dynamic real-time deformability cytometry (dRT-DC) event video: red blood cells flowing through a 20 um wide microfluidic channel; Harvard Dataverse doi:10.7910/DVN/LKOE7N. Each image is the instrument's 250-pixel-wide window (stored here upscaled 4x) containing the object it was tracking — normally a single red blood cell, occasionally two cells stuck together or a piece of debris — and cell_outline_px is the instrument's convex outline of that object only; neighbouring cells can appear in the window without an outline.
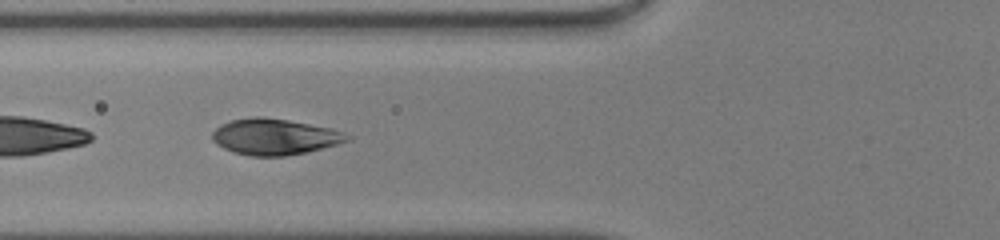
{"species": "human", "species_latin": "Homo sapiens", "temperature_condition": "warm", "stored_images_in_passage": 47, "segment_of_instrument_passage": [2, 2], "camera_frame_rate_fps": 3000, "um_per_image_px": 0.085, "donor": {"sex": "male"}, "frame": {"image": 1, "passage_image": 18, "time_ms": 5.667, "image_size_px": [1000, 240], "cell_outline_px": [[352, 140], [308, 152], [284, 156], [252, 156], [232, 152], [216, 144], [212, 140], [212, 132], [220, 124], [232, 120], [256, 116], [264, 116], [288, 120], [332, 128], [344, 132], [352, 136]], "centroid_in_image_um": [23.36, 11.62], "position_along_channel_um": 102.4, "area_um2": 28.61}}
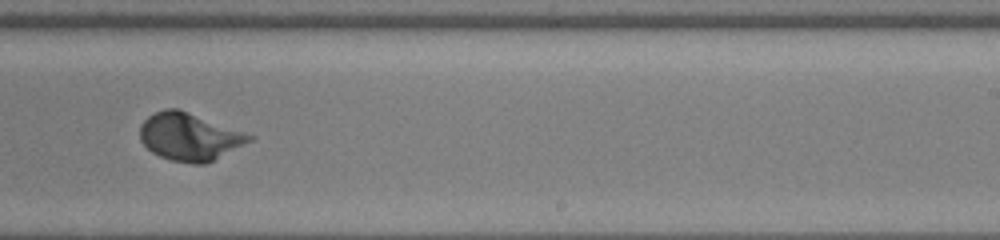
{"frame": {"image": 2, "passage_image": 30, "time_ms": 9.667, "image_size_px": [1000, 240], "cell_outline_px": [[256, 136], [252, 140], [204, 164], [192, 164], [172, 160], [160, 156], [152, 152], [140, 140], [140, 124], [148, 116], [164, 108], [180, 108]], "centroid_in_image_um": [16.09, 11.6], "position_along_channel_um": 272.9, "area_um2": 30.23}}
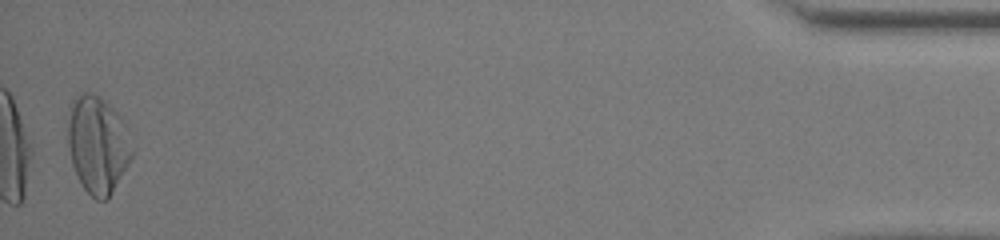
{"frame": {"image": 3, "passage_image": 47, "time_ms": 15.333, "image_size_px": [1000, 240], "cell_outline_px": [[132, 156], [128, 164], [108, 200], [96, 200], [84, 188], [72, 164], [68, 148], [68, 104], [76, 92], [92, 92], [104, 100], [128, 124], [132, 152]], "centroid_in_image_um": [8.29, 12.23], "position_along_channel_um": 426.9, "area_um2": 36.82}}